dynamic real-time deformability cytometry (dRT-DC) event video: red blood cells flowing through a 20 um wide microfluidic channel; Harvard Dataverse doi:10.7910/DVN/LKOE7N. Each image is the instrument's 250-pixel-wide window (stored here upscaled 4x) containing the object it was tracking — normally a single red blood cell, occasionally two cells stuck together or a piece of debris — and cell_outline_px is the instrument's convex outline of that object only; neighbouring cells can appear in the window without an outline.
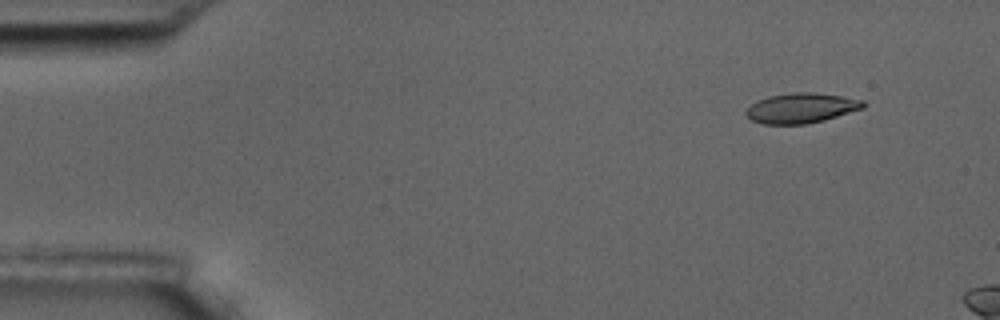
{"species": "common noctule bat (a hibernating species)", "species_latin": "Nyctalus noctula", "temperature_condition": "room temperature", "stored_images_in_passage": 4, "camera_frame_rate_fps": 3000, "um_per_image_px": 0.085, "animal": {"sex": "male", "body_mass_g": 17.5, "forearm_length_mm": 52.3}, "frame": {"image": 1, "passage_image": 2, "time_ms": 1.333, "image_size_px": [1000, 320], "cell_outline_px": [[868, 104], [864, 108], [824, 120], [808, 124], [764, 124], [752, 120], [744, 112], [756, 100], [768, 96], [792, 92], [816, 92], [864, 100]], "centroid_in_image_um": [68.13, 9.18], "position_along_channel_um": 16.9, "area_um2": 20.63}}